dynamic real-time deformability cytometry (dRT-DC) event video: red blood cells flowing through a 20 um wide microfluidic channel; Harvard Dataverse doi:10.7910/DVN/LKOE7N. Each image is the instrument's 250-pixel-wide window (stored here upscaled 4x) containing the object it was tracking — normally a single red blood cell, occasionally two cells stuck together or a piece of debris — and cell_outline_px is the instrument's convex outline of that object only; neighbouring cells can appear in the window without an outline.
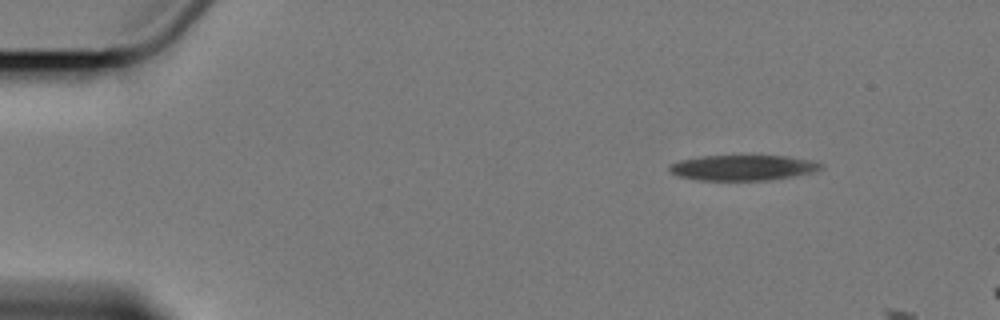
{"species": "Egyptian fruit bat (a non-hibernating species)", "species_latin": "Rousettus aegyptiacus", "temperature_condition": "cold", "stored_images_in_passage": 3, "camera_frame_rate_fps": 3000, "um_per_image_px": 0.085, "animal": {"sex": "female"}, "frame": {"image": 1, "passage_image": 1, "time_ms": 0.0, "image_size_px": [1000, 320], "cell_outline_px": [[824, 168], [816, 172], [796, 176], [768, 180], [696, 180], [676, 176], [668, 168], [672, 164], [680, 160], [700, 156], [788, 156], [808, 160], [824, 164]], "centroid_in_image_um": [63.18, 14.26], "position_along_channel_um": 21.8, "area_um2": 22.54}}